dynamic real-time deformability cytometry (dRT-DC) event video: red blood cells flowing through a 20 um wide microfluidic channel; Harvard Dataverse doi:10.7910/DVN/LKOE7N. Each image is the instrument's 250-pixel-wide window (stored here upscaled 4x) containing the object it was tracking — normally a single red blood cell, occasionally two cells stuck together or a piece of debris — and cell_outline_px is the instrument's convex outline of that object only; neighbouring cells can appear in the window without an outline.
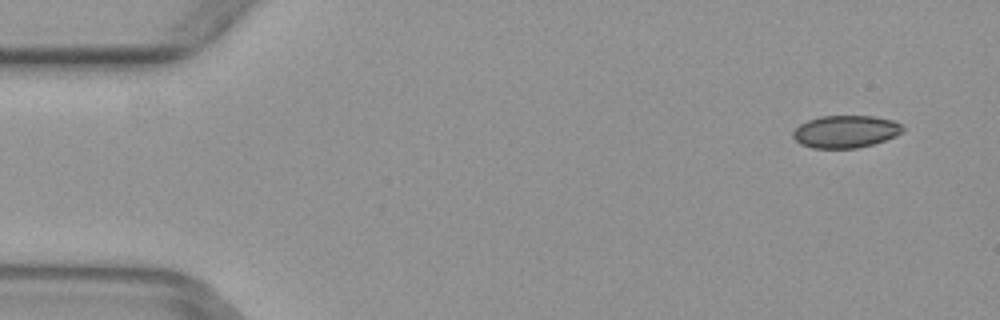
{"species": "common noctule bat (a hibernating species)", "species_latin": "Nyctalus noctula", "temperature_condition": "warm", "stored_images_in_passage": 4, "camera_frame_rate_fps": 3000, "um_per_image_px": 0.085, "animal": {"sex": "female", "body_mass_g": 29.2, "forearm_length_mm": 56.3}, "frame": {"image": 1, "passage_image": 1, "time_ms": 0.0, "image_size_px": [1000, 320], "cell_outline_px": [[904, 128], [896, 136], [872, 144], [856, 148], [812, 148], [800, 144], [792, 136], [792, 132], [800, 124], [808, 120], [820, 116], [872, 116], [892, 120], [904, 124]], "centroid_in_image_um": [71.86, 11.18], "position_along_channel_um": 13.1, "area_um2": 20.69}}
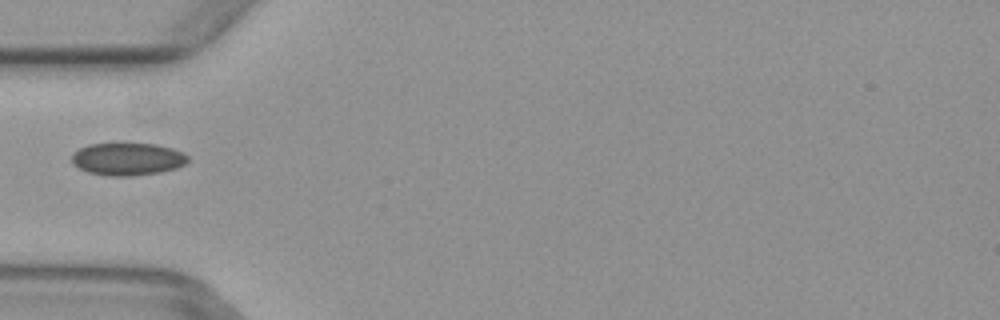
{"frame": {"image": 2, "passage_image": 4, "time_ms": 1.0, "image_size_px": [1000, 320], "cell_outline_px": [[188, 160], [184, 164], [176, 168], [160, 172], [132, 176], [108, 176], [88, 172], [72, 164], [72, 152], [88, 144], [156, 144], [172, 148], [188, 156]], "centroid_in_image_um": [10.81, 13.52], "position_along_channel_um": 74.2, "area_um2": 21.91}}